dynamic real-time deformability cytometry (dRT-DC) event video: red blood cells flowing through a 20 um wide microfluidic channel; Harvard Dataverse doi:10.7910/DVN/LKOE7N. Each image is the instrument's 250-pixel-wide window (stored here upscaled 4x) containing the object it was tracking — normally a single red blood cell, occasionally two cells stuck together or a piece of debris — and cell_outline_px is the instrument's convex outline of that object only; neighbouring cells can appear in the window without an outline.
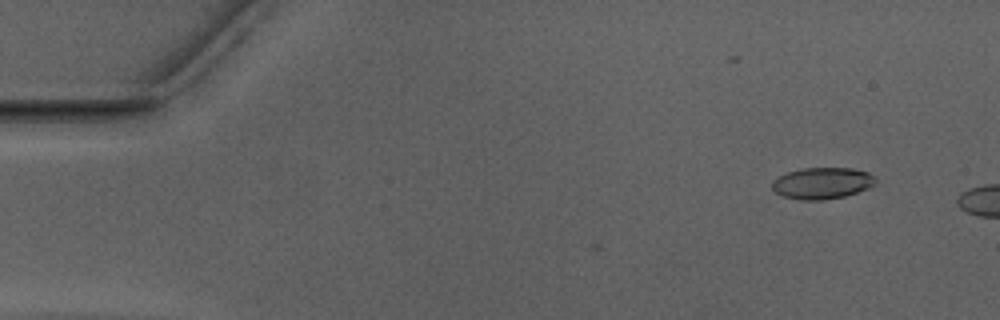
{"species": "Egyptian fruit bat (a non-hibernating species)", "species_latin": "Rousettus aegyptiacus", "temperature_condition": "warm", "stored_images_in_passage": 2, "camera_frame_rate_fps": 3000, "um_per_image_px": 0.085, "animal": {"sex": "male"}, "frame": {"image": 1, "passage_image": 2, "time_ms": 0.333, "image_size_px": [1000, 320], "cell_outline_px": [[876, 184], [868, 188], [844, 196], [820, 200], [800, 200], [780, 196], [772, 188], [772, 180], [788, 172], [804, 168], [852, 168], [868, 172], [876, 180]], "centroid_in_image_um": [69.86, 15.57], "position_along_channel_um": 15.1, "area_um2": 18.9}}